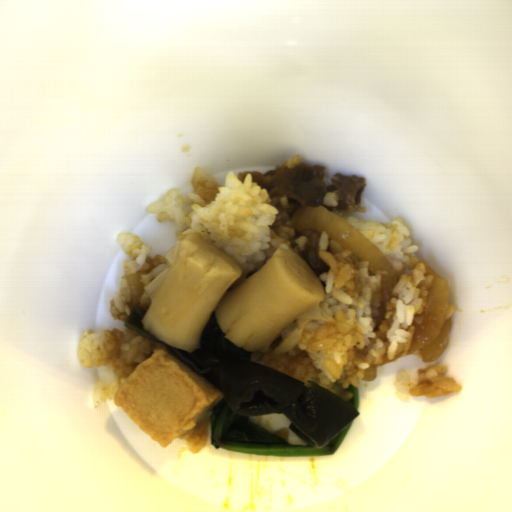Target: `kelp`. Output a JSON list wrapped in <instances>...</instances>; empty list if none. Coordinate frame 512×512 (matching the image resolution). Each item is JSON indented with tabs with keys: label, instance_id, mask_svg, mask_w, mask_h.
<instances>
[{
	"label": "kelp",
	"instance_id": "99668d17",
	"mask_svg": "<svg viewBox=\"0 0 512 512\" xmlns=\"http://www.w3.org/2000/svg\"><path fill=\"white\" fill-rule=\"evenodd\" d=\"M146 313L135 305L124 326L171 351L190 370L210 382L237 415L283 414L291 422L289 429L318 449L360 415L352 404L315 382L301 381L252 362L253 352L225 337L215 310L201 332L200 348L192 352L168 346L147 333L142 323Z\"/></svg>",
	"mask_w": 512,
	"mask_h": 512
}]
</instances>
